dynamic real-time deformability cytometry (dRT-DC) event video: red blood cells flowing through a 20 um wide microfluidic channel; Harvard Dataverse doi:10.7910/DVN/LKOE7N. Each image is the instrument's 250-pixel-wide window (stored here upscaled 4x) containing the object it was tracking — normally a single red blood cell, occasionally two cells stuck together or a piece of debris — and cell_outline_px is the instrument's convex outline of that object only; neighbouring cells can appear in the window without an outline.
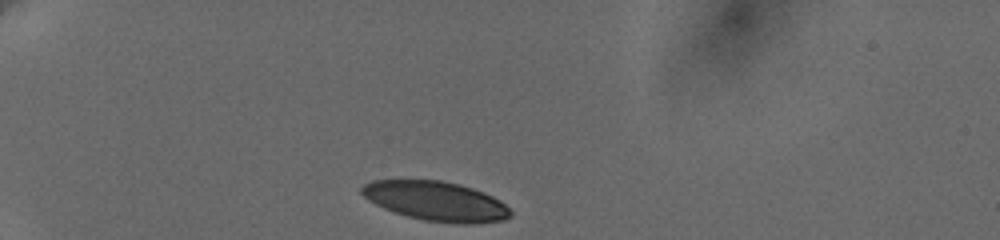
{"species": "human", "species_latin": "Homo sapiens", "temperature_condition": "cold", "stored_images_in_passage": 14, "camera_frame_rate_fps": 3000, "um_per_image_px": 0.085, "donor": {"sex": "female"}, "frame": {"image": 1, "passage_image": 1, "time_ms": 0.0, "image_size_px": [1000, 240], "cell_outline_px": [[512, 216], [504, 220], [476, 224], [456, 224], [424, 220], [408, 216], [384, 208], [368, 200], [360, 192], [360, 188], [364, 184], [372, 180], [440, 180], [460, 184], [484, 192], [500, 200], [512, 212]], "centroid_in_image_um": [37.08, 17.1], "position_along_channel_um": 47.9, "area_um2": 34.33}}
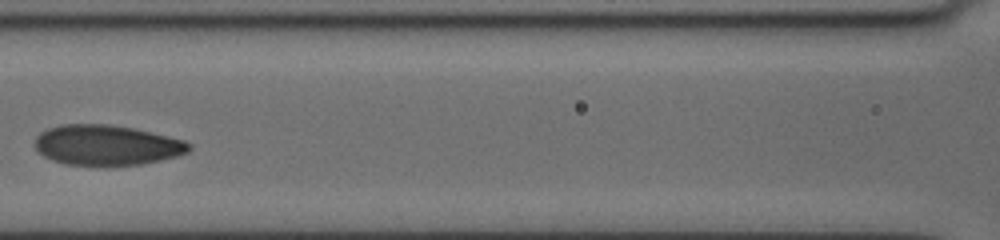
{"frame": {"image": 2, "passage_image": 10, "time_ms": 4.333, "image_size_px": [1000, 240], "cell_outline_px": [[192, 148], [188, 152], [176, 156], [160, 160], [140, 164], [108, 168], [104, 168], [64, 164], [52, 160], [44, 156], [32, 144], [36, 136], [40, 132], [48, 128], [60, 124], [108, 124], [132, 128], [184, 140], [192, 144]], "centroid_in_image_um": [9.03, 12.37], "position_along_channel_um": 157.6, "area_um2": 36.99}}
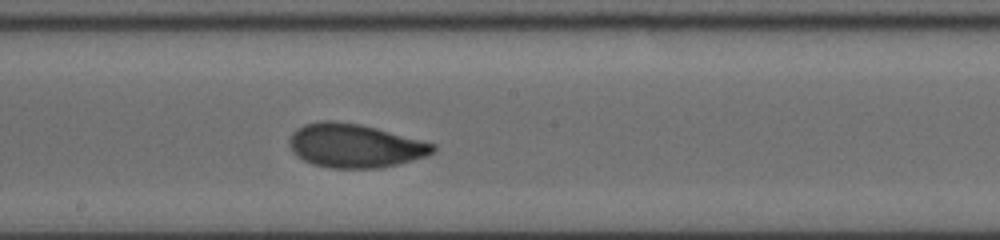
{"frame": {"image": 3, "passage_image": 14, "time_ms": 6.0, "image_size_px": [1000, 240], "cell_outline_px": [[436, 148], [432, 152], [424, 156], [396, 164], [380, 168], [328, 168], [312, 164], [296, 156], [292, 152], [288, 144], [288, 140], [292, 132], [296, 128], [304, 124], [320, 120], [336, 120], [360, 124], [376, 128], [436, 144]], "centroid_in_image_um": [30.08, 12.37], "position_along_channel_um": 218.1, "area_um2": 36.7}}